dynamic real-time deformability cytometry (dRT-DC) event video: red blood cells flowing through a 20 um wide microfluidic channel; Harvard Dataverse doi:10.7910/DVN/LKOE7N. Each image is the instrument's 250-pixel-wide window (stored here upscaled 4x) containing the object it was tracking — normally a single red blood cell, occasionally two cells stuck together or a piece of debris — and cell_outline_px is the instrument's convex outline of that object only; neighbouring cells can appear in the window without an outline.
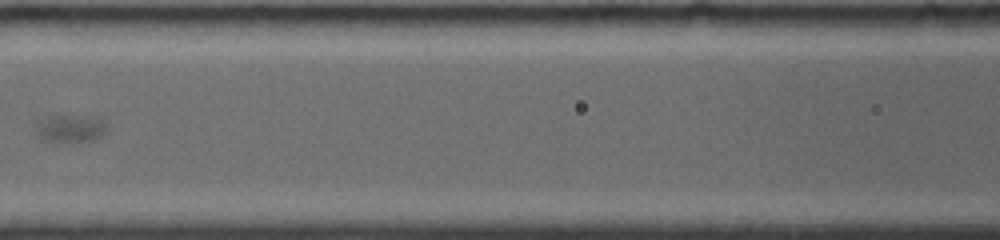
{"species": "common noctule bat (a hibernating species)", "species_latin": "Nyctalus noctula", "temperature_condition": "room temperature", "stored_images_in_passage": 23, "camera_frame_rate_fps": 4000, "um_per_image_px": 0.085, "animal": {"sex": "female", "body_mass_g": 19.0, "forearm_length_mm": 56.7}, "frame": {"image": 1, "passage_image": 14, "time_ms": 10.5, "image_size_px": [1000, 240], "cell_outline_px": [[104, 132], [88, 140], [64, 144], [48, 140], [40, 136], [36, 132], [36, 124], [40, 120], [48, 116], [100, 116], [104, 120]], "centroid_in_image_um": [5.95, 10.91], "position_along_channel_um": 160.6, "area_um2": 11.27}}
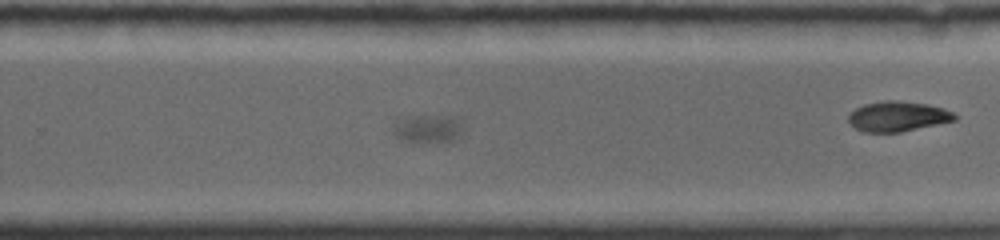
{"frame": {"image": 2, "passage_image": 20, "time_ms": 15.5, "image_size_px": [1000, 240], "cell_outline_px": [[460, 132], [452, 140], [400, 140], [392, 132], [392, 124], [396, 120], [408, 116], [448, 116], [460, 128]], "centroid_in_image_um": [36.17, 10.91], "position_along_channel_um": 293.6, "area_um2": 10.46}}
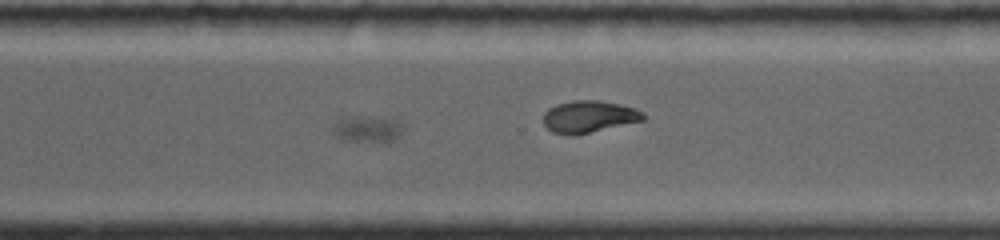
{"frame": {"image": 3, "passage_image": 22, "time_ms": 17.25, "image_size_px": [1000, 240], "cell_outline_px": [[404, 128], [400, 136], [392, 140], [344, 140], [332, 132], [332, 128], [340, 116], [392, 116], [400, 120], [404, 124]], "centroid_in_image_um": [31.3, 10.87], "position_along_channel_um": 339.3, "area_um2": 11.16}}